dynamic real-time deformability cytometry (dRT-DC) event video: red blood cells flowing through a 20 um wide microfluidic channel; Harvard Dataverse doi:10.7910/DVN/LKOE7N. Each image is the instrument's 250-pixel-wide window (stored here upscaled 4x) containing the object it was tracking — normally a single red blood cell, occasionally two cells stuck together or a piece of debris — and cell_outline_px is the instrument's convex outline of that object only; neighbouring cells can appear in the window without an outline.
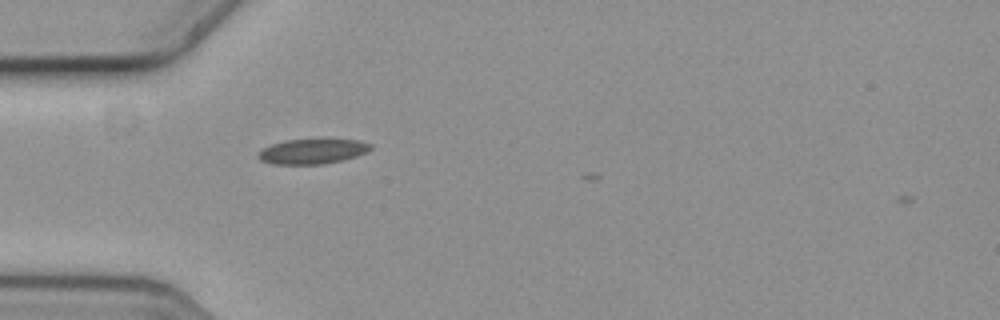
{"species": "common noctule bat (a hibernating species)", "species_latin": "Nyctalus noctula", "temperature_condition": "cold", "stored_images_in_passage": 31, "camera_frame_rate_fps": 3000, "um_per_image_px": 0.085, "animal": {"sex": "female", "body_mass_g": 19.3, "forearm_length_mm": 54.1}, "frame": {"image": 1, "passage_image": 3, "time_ms": 0.667, "image_size_px": [1000, 320], "cell_outline_px": [[372, 148], [368, 152], [356, 156], [324, 164], [272, 164], [260, 160], [256, 156], [256, 152], [272, 144], [284, 140], [360, 140], [372, 144]], "centroid_in_image_um": [26.53, 12.87], "position_along_channel_um": 58.5, "area_um2": 16.3}}
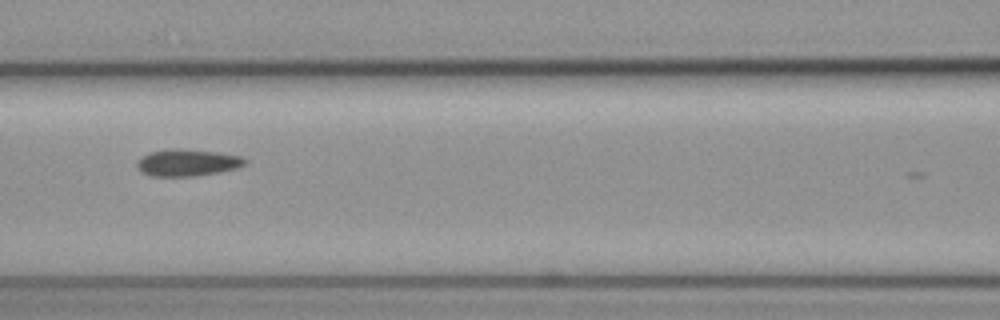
{"frame": {"image": 2, "passage_image": 11, "time_ms": 3.333, "image_size_px": [1000, 320], "cell_outline_px": [[248, 160], [244, 164], [236, 168], [220, 172], [192, 176], [152, 176], [140, 172], [136, 164], [140, 156], [148, 152], [172, 148], [176, 148], [220, 152], [240, 156]], "centroid_in_image_um": [15.89, 13.81], "position_along_channel_um": 150.7, "area_um2": 17.05}}
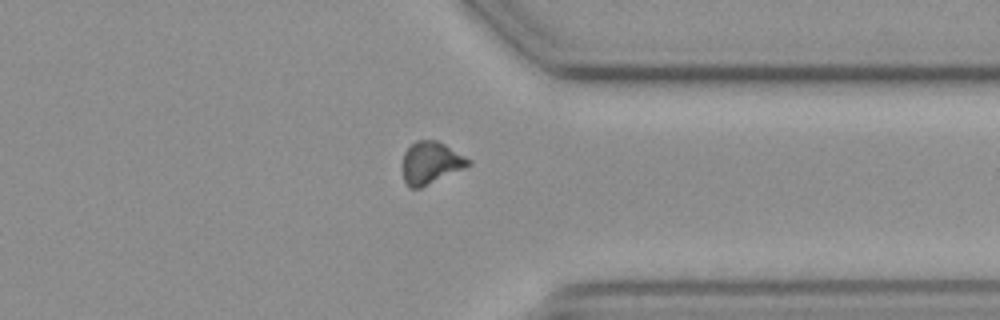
{"frame": {"image": 3, "passage_image": 30, "time_ms": 9.667, "image_size_px": [1000, 320], "cell_outline_px": [[472, 164], [464, 168], [420, 188], [412, 188], [404, 180], [400, 168], [400, 164], [404, 152], [416, 140], [436, 140], [444, 144], [472, 160]], "centroid_in_image_um": [36.58, 13.83], "position_along_channel_um": 374.8, "area_um2": 16.3}}